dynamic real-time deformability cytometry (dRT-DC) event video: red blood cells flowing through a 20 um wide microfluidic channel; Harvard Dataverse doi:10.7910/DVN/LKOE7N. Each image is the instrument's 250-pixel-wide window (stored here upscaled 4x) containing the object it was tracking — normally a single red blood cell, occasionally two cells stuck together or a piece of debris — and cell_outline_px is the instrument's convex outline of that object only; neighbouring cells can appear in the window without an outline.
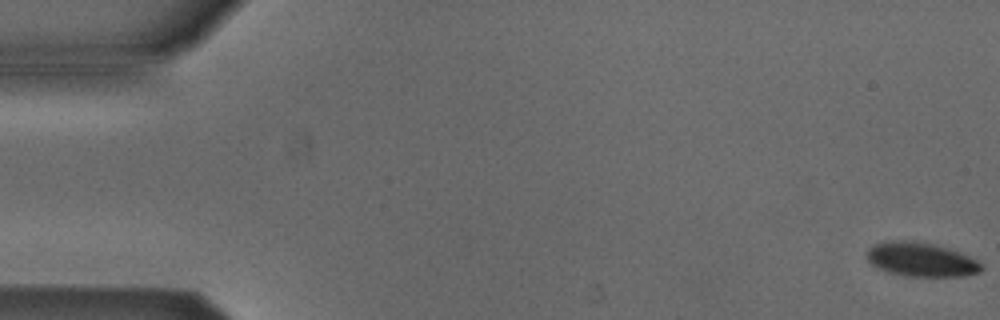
{"species": "Egyptian fruit bat (a non-hibernating species)", "species_latin": "Rousettus aegyptiacus", "temperature_condition": "cold", "stored_images_in_passage": 6, "camera_frame_rate_fps": 3000, "um_per_image_px": 0.085, "animal": {"sex": "male"}, "frame": {"image": 1, "passage_image": 1, "time_ms": 0.0, "image_size_px": [1000, 320], "cell_outline_px": [[984, 268], [980, 272], [964, 276], [908, 276], [888, 272], [872, 264], [868, 260], [868, 248], [884, 240], [912, 240], [932, 244], [948, 248], [960, 252], [984, 264]], "centroid_in_image_um": [78.32, 22.05], "position_along_channel_um": 6.7, "area_um2": 22.72}}
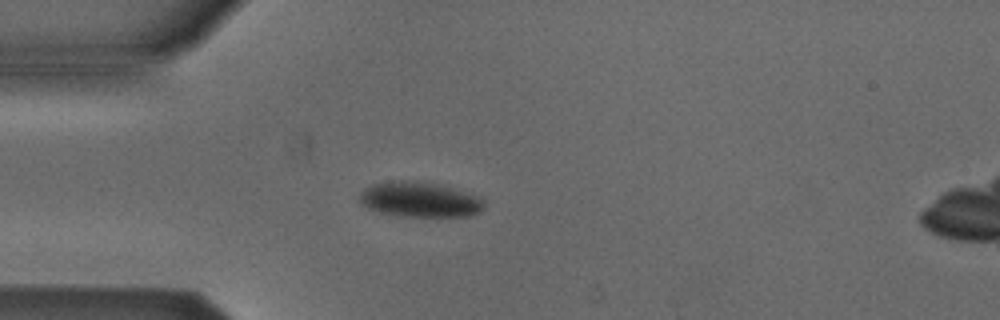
{"frame": {"image": 2, "passage_image": 5, "time_ms": 1.333, "image_size_px": [1000, 320], "cell_outline_px": [[484, 208], [480, 212], [472, 216], [396, 216], [380, 212], [368, 208], [360, 204], [360, 192], [364, 188], [372, 184], [392, 180], [408, 180], [436, 184], [452, 188], [480, 196], [484, 200]], "centroid_in_image_um": [35.67, 16.96], "position_along_channel_um": 49.3, "area_um2": 25.66}}